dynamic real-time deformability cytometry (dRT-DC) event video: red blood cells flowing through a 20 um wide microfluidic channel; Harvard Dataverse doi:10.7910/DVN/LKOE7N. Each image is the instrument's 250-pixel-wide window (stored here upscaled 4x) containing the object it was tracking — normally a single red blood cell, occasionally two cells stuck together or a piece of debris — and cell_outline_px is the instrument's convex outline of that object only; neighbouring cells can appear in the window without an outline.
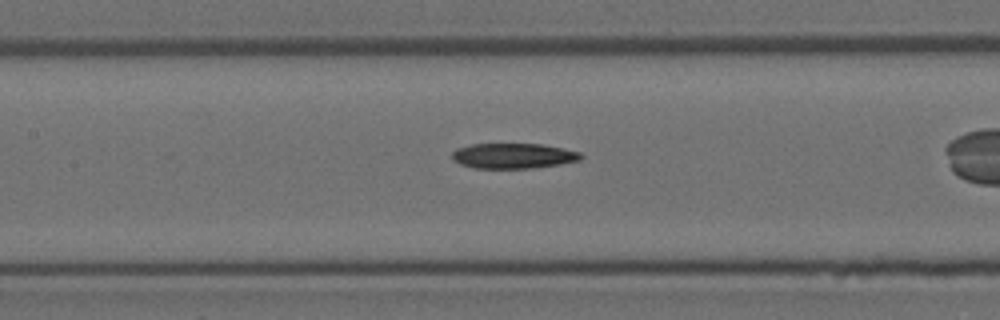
{"species": "Egyptian fruit bat (a non-hibernating species)", "species_latin": "Rousettus aegyptiacus", "temperature_condition": "room temperature", "stored_images_in_passage": 28, "camera_frame_rate_fps": 3000, "um_per_image_px": 0.085, "animal": {"sex": "female"}, "frame": {"image": 1, "passage_image": 13, "time_ms": 4.0, "image_size_px": [1000, 320], "cell_outline_px": [[584, 156], [580, 160], [560, 164], [532, 168], [476, 168], [460, 164], [452, 160], [452, 152], [456, 148], [472, 144], [544, 144], [564, 148], [580, 152]], "centroid_in_image_um": [43.64, 13.24], "position_along_channel_um": 163.8, "area_um2": 19.07}}